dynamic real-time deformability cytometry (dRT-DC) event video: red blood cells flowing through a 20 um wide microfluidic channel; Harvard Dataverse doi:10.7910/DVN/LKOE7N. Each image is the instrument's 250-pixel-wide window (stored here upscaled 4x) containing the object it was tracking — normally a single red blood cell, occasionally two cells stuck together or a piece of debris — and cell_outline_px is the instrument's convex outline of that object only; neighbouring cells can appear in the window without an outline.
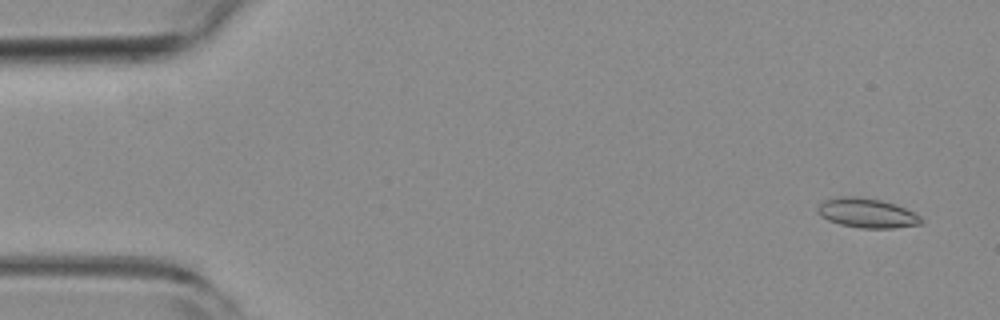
{"species": "common noctule bat (a hibernating species)", "species_latin": "Nyctalus noctula", "temperature_condition": "room temperature", "stored_images_in_passage": 24, "camera_frame_rate_fps": 3000, "um_per_image_px": 0.085, "animal": {"sex": "female", "body_mass_g": 19.3, "forearm_length_mm": 54.1}, "frame": {"image": 1, "passage_image": 3, "time_ms": 0.667, "image_size_px": [1000, 320], "cell_outline_px": [[924, 220], [920, 224], [892, 228], [860, 228], [840, 224], [828, 220], [820, 216], [816, 212], [816, 208], [824, 200], [840, 196], [852, 196], [880, 200], [896, 204], [920, 216]], "centroid_in_image_um": [73.65, 18.11], "position_along_channel_um": 11.3, "area_um2": 17.74}}
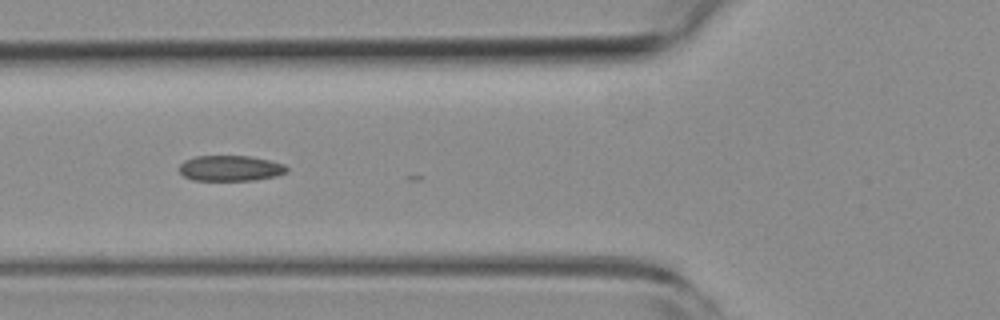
{"frame": {"image": 2, "passage_image": 20, "time_ms": 6.333, "image_size_px": [1000, 320], "cell_outline_px": [[288, 172], [276, 176], [252, 180], [192, 180], [184, 176], [180, 172], [180, 164], [184, 160], [196, 156], [248, 156], [268, 160], [284, 164], [288, 168]], "centroid_in_image_um": [19.58, 14.3], "position_along_channel_um": 106.2, "area_um2": 15.95}}
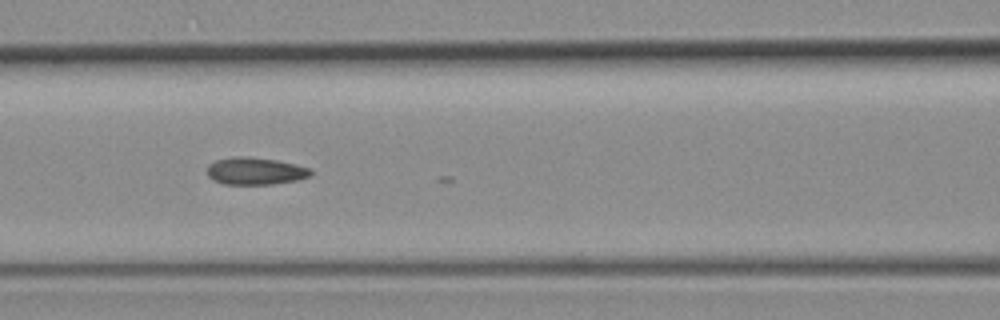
{"frame": {"image": 3, "passage_image": 23, "time_ms": 7.333, "image_size_px": [1000, 320], "cell_outline_px": [[312, 176], [296, 180], [272, 184], [224, 184], [212, 180], [208, 176], [208, 164], [216, 160], [232, 156], [244, 156], [276, 160], [296, 164], [312, 168]], "centroid_in_image_um": [21.71, 14.53], "position_along_channel_um": 144.9, "area_um2": 16.59}}